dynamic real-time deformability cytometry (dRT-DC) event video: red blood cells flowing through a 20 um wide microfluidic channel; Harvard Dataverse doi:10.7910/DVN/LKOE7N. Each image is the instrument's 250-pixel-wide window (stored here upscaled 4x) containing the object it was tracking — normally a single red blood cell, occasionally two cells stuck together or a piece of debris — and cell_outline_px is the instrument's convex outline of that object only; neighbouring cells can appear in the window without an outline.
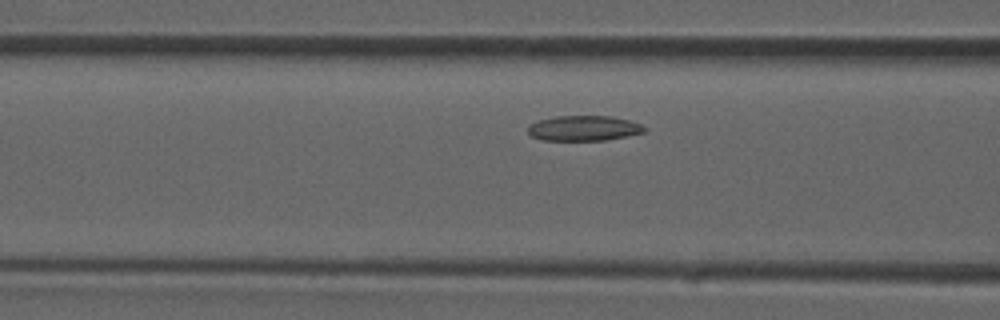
{"species": "common noctule bat (a hibernating species)", "species_latin": "Nyctalus noctula", "temperature_condition": "room temperature", "stored_images_in_passage": 24, "camera_frame_rate_fps": 3000, "um_per_image_px": 0.085, "animal": {"sex": "male", "forearm_length_mm": 52.5}, "frame": {"image": 1, "passage_image": 4, "time_ms": 1.0, "image_size_px": [1000, 320], "cell_outline_px": [[644, 132], [604, 140], [544, 140], [532, 136], [528, 132], [528, 128], [532, 124], [540, 120], [556, 116], [612, 116], [628, 120], [640, 124], [644, 128]], "centroid_in_image_um": [49.61, 10.89], "position_along_channel_um": 117.0, "area_um2": 16.7}}
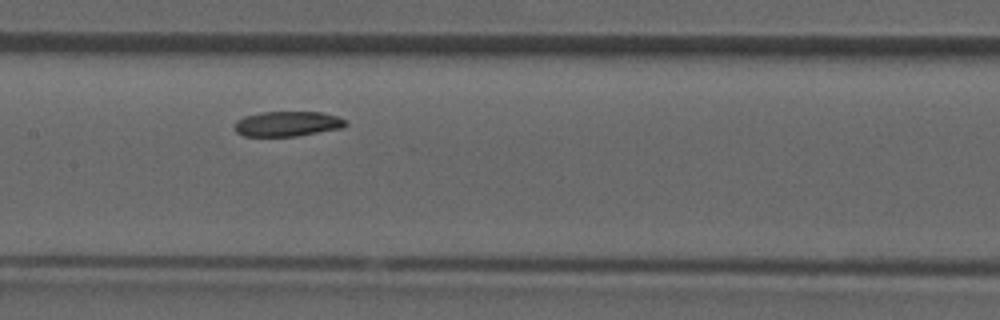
{"frame": {"image": 2, "passage_image": 8, "time_ms": 2.333, "image_size_px": [1000, 320], "cell_outline_px": [[348, 124], [344, 128], [296, 136], [244, 136], [236, 132], [236, 120], [244, 116], [260, 112], [324, 112], [348, 120]], "centroid_in_image_um": [24.48, 10.52], "position_along_channel_um": 182.9, "area_um2": 16.36}}
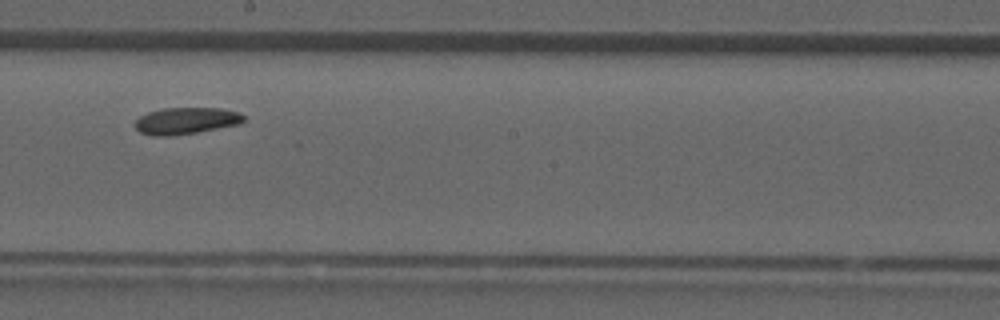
{"frame": {"image": 3, "passage_image": 11, "time_ms": 3.333, "image_size_px": [1000, 320], "cell_outline_px": [[248, 120], [240, 124], [196, 132], [172, 136], [152, 136], [140, 132], [132, 124], [140, 116], [148, 112], [160, 108], [220, 108], [240, 112]], "centroid_in_image_um": [15.81, 10.26], "position_along_channel_um": 232.4, "area_um2": 17.17}}